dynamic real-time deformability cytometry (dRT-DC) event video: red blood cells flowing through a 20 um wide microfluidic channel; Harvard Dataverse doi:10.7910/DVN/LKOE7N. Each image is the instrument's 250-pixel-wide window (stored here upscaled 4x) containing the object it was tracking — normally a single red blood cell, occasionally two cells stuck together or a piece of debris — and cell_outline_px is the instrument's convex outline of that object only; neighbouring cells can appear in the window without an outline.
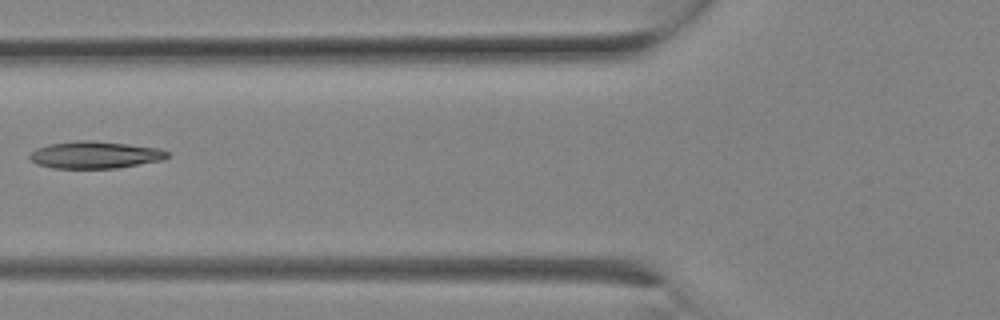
{"species": "Egyptian fruit bat (a non-hibernating species)", "species_latin": "Rousettus aegyptiacus", "temperature_condition": "room temperature", "stored_images_in_passage": 2, "camera_frame_rate_fps": 3000, "um_per_image_px": 0.085, "animal": {"sex": "female"}, "frame": {"image": 1, "passage_image": 2, "time_ms": 0.333, "image_size_px": [1000, 320], "cell_outline_px": [[168, 156], [160, 160], [116, 168], [52, 168], [36, 164], [28, 160], [28, 156], [36, 148], [48, 144], [76, 140], [88, 140], [128, 144], [160, 148], [168, 152]], "centroid_in_image_um": [8.0, 13.16], "position_along_channel_um": 117.8, "area_um2": 21.73}}